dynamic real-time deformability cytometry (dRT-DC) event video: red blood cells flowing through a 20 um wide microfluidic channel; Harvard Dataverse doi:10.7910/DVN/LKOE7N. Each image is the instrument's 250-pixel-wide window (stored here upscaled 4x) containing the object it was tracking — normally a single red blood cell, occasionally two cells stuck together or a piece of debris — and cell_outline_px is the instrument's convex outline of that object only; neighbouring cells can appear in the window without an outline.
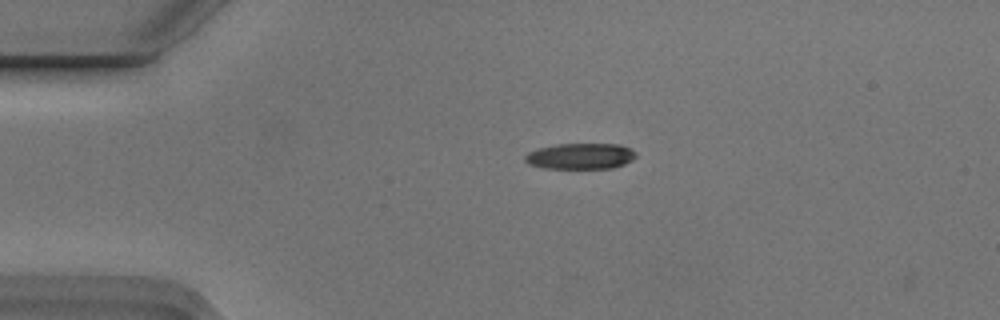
{"species": "Egyptian fruit bat (a non-hibernating species)", "species_latin": "Rousettus aegyptiacus", "temperature_condition": "cold", "stored_images_in_passage": 2, "camera_frame_rate_fps": 3000, "um_per_image_px": 0.085, "animal": {"sex": "male"}, "frame": {"image": 1, "passage_image": 1, "time_ms": 0.0, "image_size_px": [1000, 320], "cell_outline_px": [[636, 156], [632, 160], [624, 164], [612, 168], [544, 168], [528, 164], [524, 160], [524, 156], [528, 152], [540, 148], [556, 144], [620, 144], [636, 152]], "centroid_in_image_um": [49.33, 13.27], "position_along_channel_um": 35.7, "area_um2": 16.7}}